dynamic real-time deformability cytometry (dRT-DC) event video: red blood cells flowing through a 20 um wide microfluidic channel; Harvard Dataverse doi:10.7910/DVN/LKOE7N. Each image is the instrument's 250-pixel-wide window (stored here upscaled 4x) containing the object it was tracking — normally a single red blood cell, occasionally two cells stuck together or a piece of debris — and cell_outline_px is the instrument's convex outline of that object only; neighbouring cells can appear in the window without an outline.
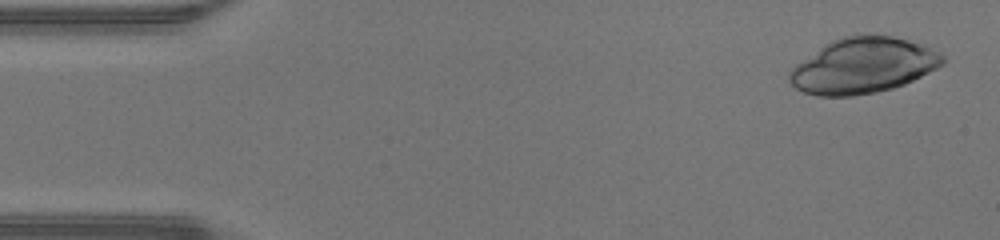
{"species": "human", "species_latin": "Homo sapiens", "temperature_condition": "warm", "stored_images_in_passage": 46, "camera_frame_rate_fps": 3000, "um_per_image_px": 0.085, "donor": {"sex": "male"}, "frame": {"image": 1, "passage_image": 2, "time_ms": 0.333, "image_size_px": [1000, 240], "cell_outline_px": [[944, 64], [904, 84], [892, 88], [876, 92], [852, 96], [816, 96], [804, 92], [796, 88], [788, 80], [788, 72], [796, 64], [824, 44], [832, 40], [844, 36], [892, 36], [908, 40], [920, 44], [940, 52], [944, 56]], "centroid_in_image_um": [73.33, 5.59], "position_along_channel_um": 11.7, "area_um2": 49.13}}
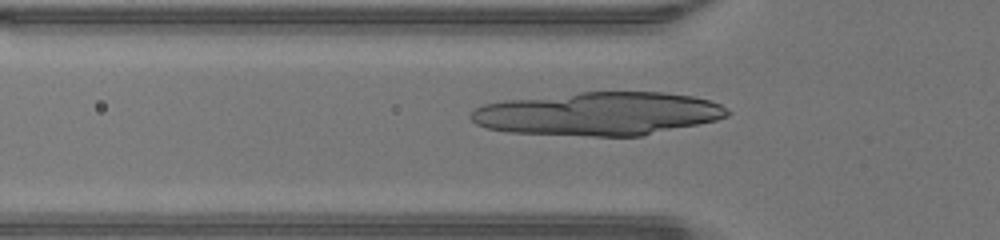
{"frame": {"image": 2, "passage_image": 15, "time_ms": 4.667, "image_size_px": [1000, 240], "cell_outline_px": [[732, 112], [728, 116], [716, 120], [640, 136], [592, 136], [508, 132], [488, 128], [476, 124], [468, 116], [476, 108], [484, 104], [504, 100], [580, 92], [664, 92], [692, 96], [708, 100], [720, 104]], "centroid_in_image_um": [50.86, 9.66], "position_along_channel_um": 74.9, "area_um2": 64.5}}
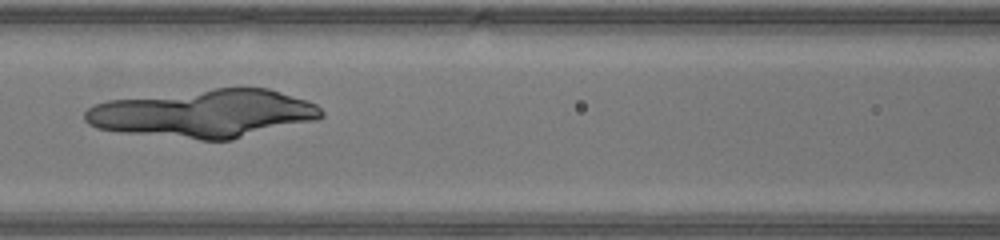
{"frame": {"image": 3, "passage_image": 20, "time_ms": 6.333, "image_size_px": [1000, 240], "cell_outline_px": [[324, 116], [316, 120], [232, 140], [200, 140], [120, 132], [96, 128], [88, 124], [84, 120], [84, 112], [92, 104], [108, 100], [216, 88], [268, 88], [316, 104], [324, 112]], "centroid_in_image_um": [17.31, 9.66], "position_along_channel_um": 149.3, "area_um2": 66.07}}